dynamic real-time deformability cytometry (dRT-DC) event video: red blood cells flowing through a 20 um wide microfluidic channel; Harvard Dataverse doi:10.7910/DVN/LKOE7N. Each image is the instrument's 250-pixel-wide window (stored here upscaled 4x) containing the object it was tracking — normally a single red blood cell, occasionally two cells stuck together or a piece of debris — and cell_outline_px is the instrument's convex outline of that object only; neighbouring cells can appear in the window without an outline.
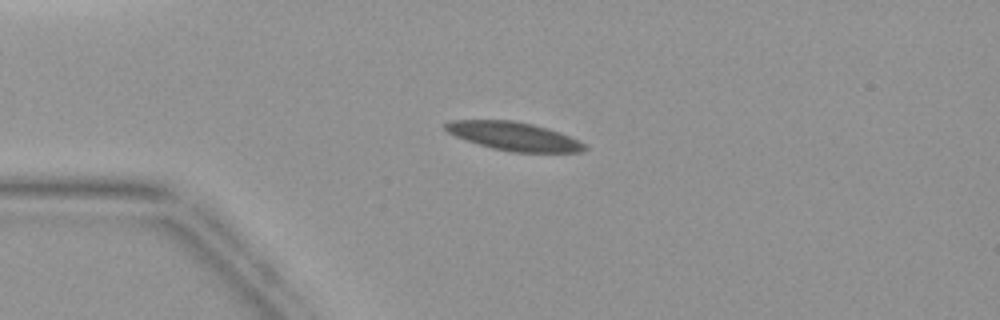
{"species": "common noctule bat (a hibernating species)", "species_latin": "Nyctalus noctula", "temperature_condition": "warm", "stored_images_in_passage": 46, "camera_frame_rate_fps": 3000, "um_per_image_px": 0.085, "animal": {"sex": "female", "body_mass_g": 19.9}, "frame": {"image": 1, "passage_image": 11, "time_ms": 3.333, "image_size_px": [1000, 320], "cell_outline_px": [[588, 148], [584, 152], [512, 152], [492, 148], [456, 136], [448, 132], [444, 128], [444, 124], [448, 120], [512, 120], [532, 124], [548, 128], [560, 132], [588, 144]], "centroid_in_image_um": [43.73, 11.58], "position_along_channel_um": 41.3, "area_um2": 23.12}}
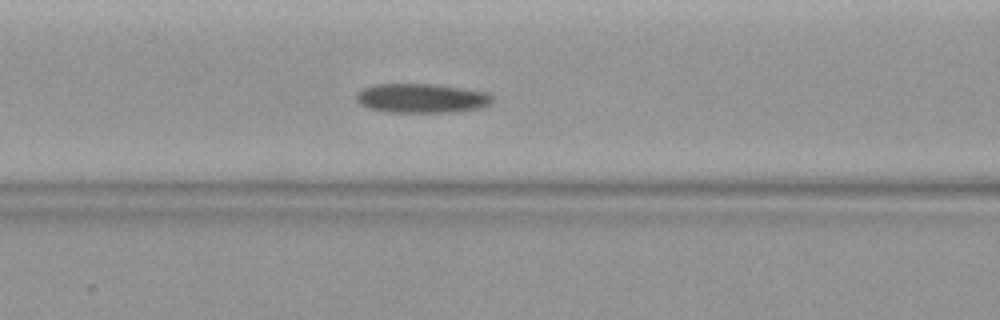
{"frame": {"image": 2, "passage_image": 19, "time_ms": 6.0, "image_size_px": [1000, 320], "cell_outline_px": [[496, 100], [492, 104], [484, 108], [452, 112], [388, 112], [368, 108], [360, 104], [356, 100], [356, 92], [360, 88], [376, 84], [436, 84], [492, 92], [496, 96]], "centroid_in_image_um": [35.94, 8.34], "position_along_channel_um": 130.7, "area_um2": 23.99}}
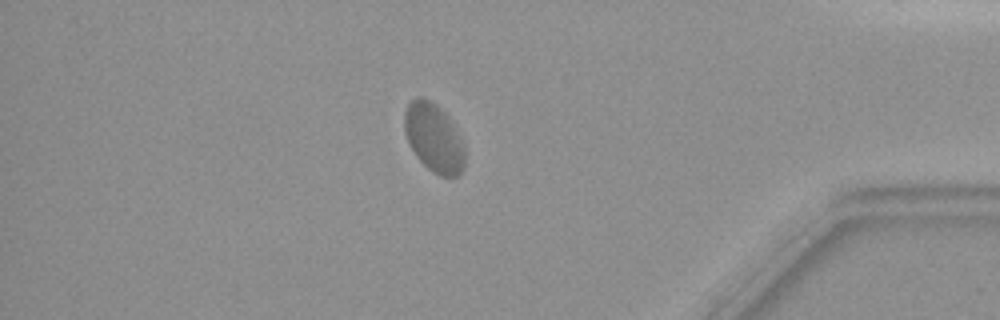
{"frame": {"image": 3, "passage_image": 40, "time_ms": 13.0, "image_size_px": [1000, 320], "cell_outline_px": [[464, 168], [456, 176], [440, 176], [432, 172], [416, 156], [404, 132], [404, 112], [408, 104], [416, 96], [424, 96], [436, 104], [448, 116], [456, 128], [464, 144]], "centroid_in_image_um": [36.87, 11.68], "position_along_channel_um": 398.3, "area_um2": 24.22}}